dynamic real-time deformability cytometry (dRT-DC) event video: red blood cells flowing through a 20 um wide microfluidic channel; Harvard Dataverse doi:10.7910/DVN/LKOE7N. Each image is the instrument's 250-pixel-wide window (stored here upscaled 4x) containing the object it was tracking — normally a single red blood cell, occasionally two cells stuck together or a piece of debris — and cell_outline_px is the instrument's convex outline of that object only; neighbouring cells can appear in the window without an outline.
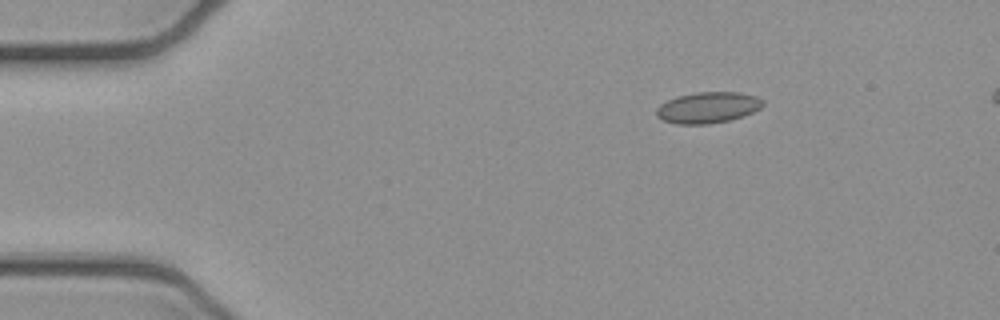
{"species": "common noctule bat (a hibernating species)", "species_latin": "Nyctalus noctula", "temperature_condition": "cold", "stored_images_in_passage": 5, "segment_of_instrument_passage": [1, 2], "camera_frame_rate_fps": 3000, "um_per_image_px": 0.085, "animal": {"sex": "female", "body_mass_g": 21.9}, "frame": {"image": 1, "passage_image": 2, "time_ms": 0.333, "image_size_px": [1000, 320], "cell_outline_px": [[764, 104], [760, 108], [752, 112], [728, 120], [708, 124], [676, 124], [664, 120], [656, 116], [656, 108], [660, 104], [676, 96], [696, 92], [740, 92], [756, 96], [764, 100]], "centroid_in_image_um": [60.15, 9.13], "position_along_channel_um": 24.8, "area_um2": 19.25}}